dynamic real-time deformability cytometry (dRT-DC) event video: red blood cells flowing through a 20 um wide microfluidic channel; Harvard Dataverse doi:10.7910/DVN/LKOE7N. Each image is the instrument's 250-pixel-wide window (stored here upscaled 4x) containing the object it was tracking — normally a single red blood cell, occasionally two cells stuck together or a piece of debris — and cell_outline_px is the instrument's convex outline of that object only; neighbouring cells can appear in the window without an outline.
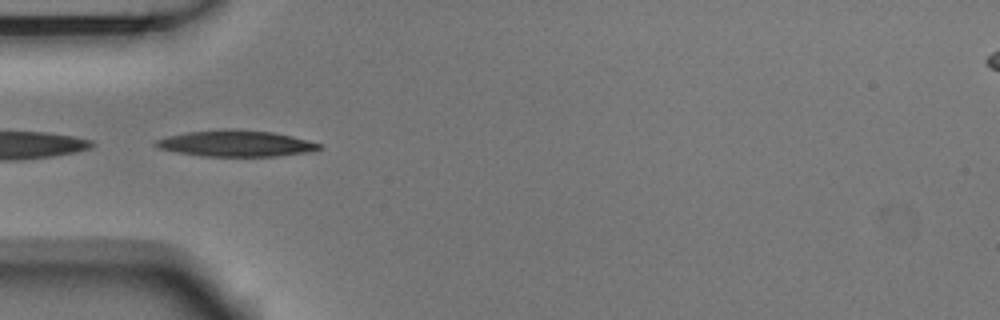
{"species": "Egyptian fruit bat (a non-hibernating species)", "species_latin": "Rousettus aegyptiacus", "temperature_condition": "room temperature", "stored_images_in_passage": 5, "camera_frame_rate_fps": 3000, "um_per_image_px": 0.085, "animal": {"sex": "male"}, "frame": {"image": 1, "passage_image": 1, "time_ms": 0.0, "image_size_px": [1000, 320], "cell_outline_px": [[320, 148], [312, 152], [276, 156], [200, 156], [176, 152], [160, 148], [152, 144], [156, 140], [168, 136], [188, 132], [224, 128], [232, 128], [272, 132], [292, 136], [320, 144]], "centroid_in_image_um": [20.03, 12.19], "position_along_channel_um": 65.0, "area_um2": 24.97}}